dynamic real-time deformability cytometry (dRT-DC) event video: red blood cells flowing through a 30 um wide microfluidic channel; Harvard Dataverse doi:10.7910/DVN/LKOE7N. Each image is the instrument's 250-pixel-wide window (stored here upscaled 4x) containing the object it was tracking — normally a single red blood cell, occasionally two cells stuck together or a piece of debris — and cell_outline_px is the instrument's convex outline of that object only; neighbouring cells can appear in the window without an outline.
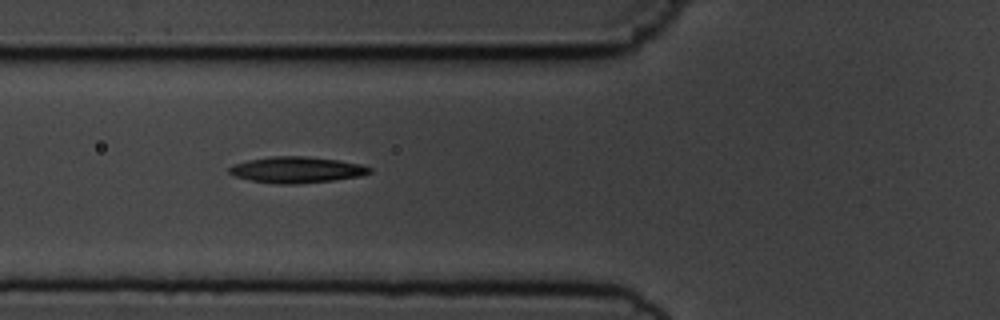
{"species": "common noctule bat (a hibernating species)", "species_latin": "Nyctalus noctula", "temperature_condition": "cold", "stored_images_in_passage": 9, "camera_frame_rate_fps": 3000, "um_per_image_px": 0.085, "animal": {"sex": "male", "body_mass_g": 19.5, "forearm_length_mm": 54.6}, "frame": {"image": 1, "passage_image": 6, "time_ms": 5.667, "image_size_px": [1000, 320], "cell_outline_px": [[372, 172], [360, 176], [336, 180], [296, 184], [276, 184], [252, 180], [232, 176], [228, 172], [228, 168], [232, 164], [248, 160], [272, 156], [304, 156], [336, 160], [360, 164], [372, 168]], "centroid_in_image_um": [25.19, 14.44], "position_along_channel_um": 100.6, "area_um2": 21.44}}
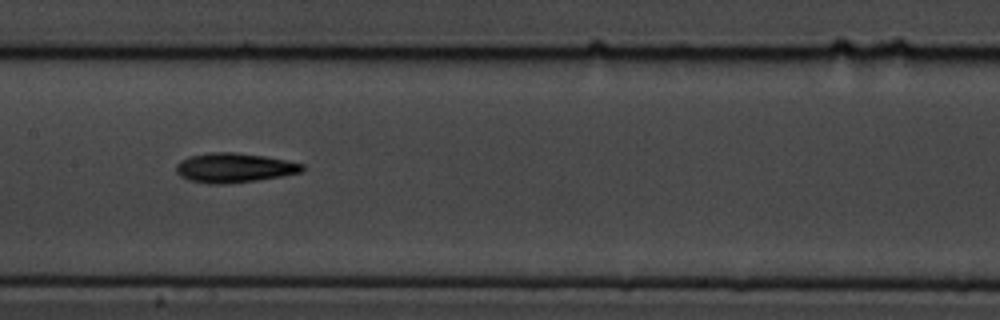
{"frame": {"image": 2, "passage_image": 8, "time_ms": 8.0, "image_size_px": [1000, 320], "cell_outline_px": [[304, 168], [300, 172], [284, 176], [256, 180], [224, 184], [208, 184], [188, 180], [180, 176], [176, 172], [176, 164], [180, 160], [188, 156], [212, 152], [236, 152], [264, 156], [304, 164]], "centroid_in_image_um": [19.86, 14.26], "position_along_channel_um": 187.5, "area_um2": 21.73}}
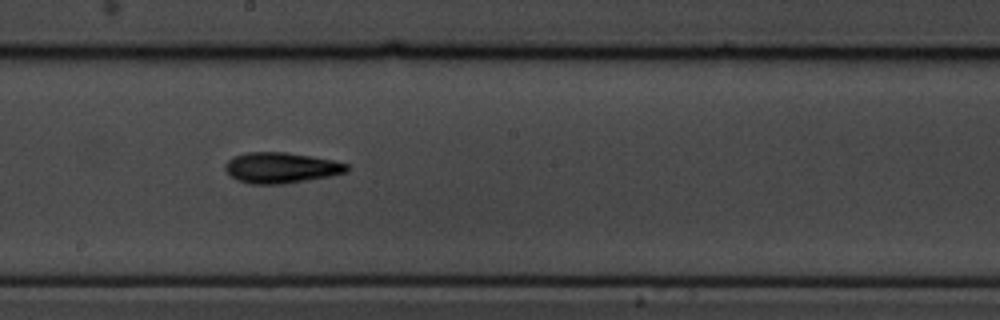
{"frame": {"image": 3, "passage_image": 9, "time_ms": 9.0, "image_size_px": [1000, 320], "cell_outline_px": [[348, 172], [332, 176], [284, 184], [252, 184], [236, 180], [224, 168], [224, 164], [232, 156], [248, 152], [288, 152], [312, 156], [332, 160], [348, 164]], "centroid_in_image_um": [23.89, 14.26], "position_along_channel_um": 224.3, "area_um2": 21.96}}